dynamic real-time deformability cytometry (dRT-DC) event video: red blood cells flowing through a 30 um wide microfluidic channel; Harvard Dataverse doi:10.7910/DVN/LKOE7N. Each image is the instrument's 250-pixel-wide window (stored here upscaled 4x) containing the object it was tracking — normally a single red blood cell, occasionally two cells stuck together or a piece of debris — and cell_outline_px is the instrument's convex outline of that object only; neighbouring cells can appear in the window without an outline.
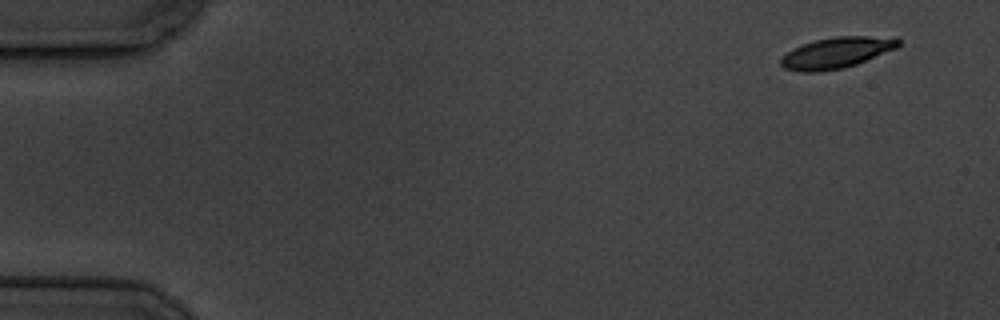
{"species": "common noctule bat (a hibernating species)", "species_latin": "Nyctalus noctula", "temperature_condition": "cold", "stored_images_in_passage": 5, "camera_frame_rate_fps": 3000, "um_per_image_px": 0.085, "animal": {"sex": "male", "body_mass_g": 19.5, "forearm_length_mm": 54.6}, "frame": {"image": 1, "passage_image": 1, "time_ms": 0.0, "image_size_px": [1000, 320], "cell_outline_px": [[900, 44], [896, 48], [856, 64], [844, 68], [820, 72], [800, 72], [784, 68], [780, 64], [780, 60], [792, 48], [816, 40], [836, 36], [896, 36], [900, 40]], "centroid_in_image_um": [71.13, 4.48], "position_along_channel_um": 13.9, "area_um2": 21.27}}
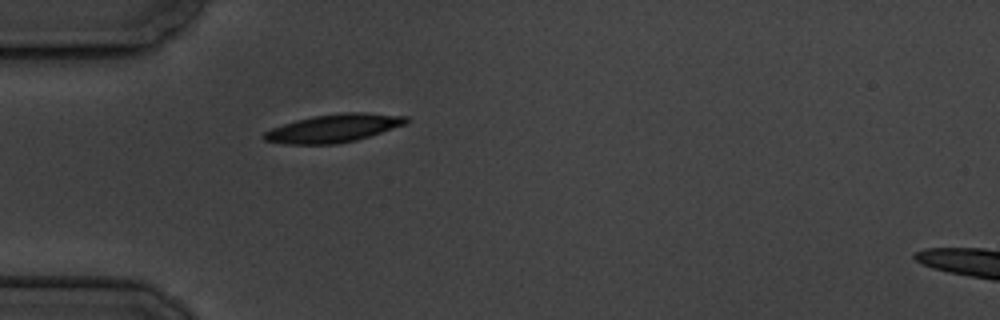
{"frame": {"image": 2, "passage_image": 5, "time_ms": 4.667, "image_size_px": [1000, 320], "cell_outline_px": [[408, 124], [356, 140], [336, 144], [284, 144], [264, 140], [260, 136], [264, 132], [272, 128], [296, 120], [316, 116], [340, 112], [364, 112], [408, 116]], "centroid_in_image_um": [28.38, 10.9], "position_along_channel_um": 56.6, "area_um2": 23.35}}